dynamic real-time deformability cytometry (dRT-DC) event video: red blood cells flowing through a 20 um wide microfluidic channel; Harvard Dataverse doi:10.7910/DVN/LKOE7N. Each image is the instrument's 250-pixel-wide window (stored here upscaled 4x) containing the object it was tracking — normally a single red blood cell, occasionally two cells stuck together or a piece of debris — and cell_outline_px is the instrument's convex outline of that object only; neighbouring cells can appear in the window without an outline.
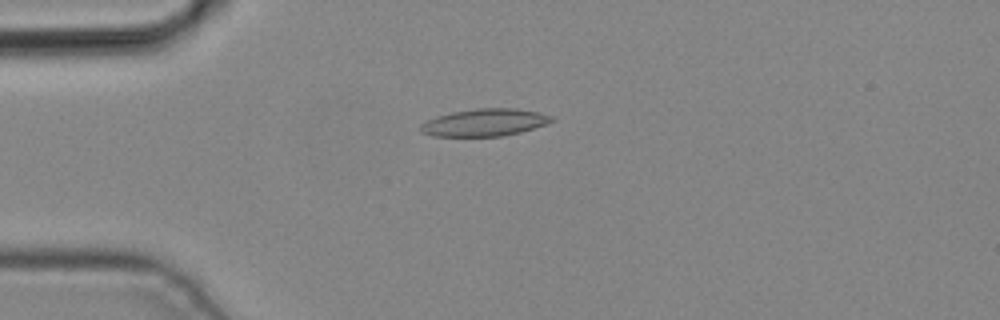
{"species": "common noctule bat (a hibernating species)", "species_latin": "Nyctalus noctula", "temperature_condition": "cold", "stored_images_in_passage": 5, "camera_frame_rate_fps": 3000, "um_per_image_px": 0.085, "animal": {"sex": "male", "body_mass_g": 19.2, "forearm_length_mm": 51.8}, "frame": {"image": 1, "passage_image": 4, "time_ms": 1.0, "image_size_px": [1000, 320], "cell_outline_px": [[556, 120], [520, 132], [500, 136], [436, 136], [420, 132], [420, 124], [436, 116], [452, 112], [476, 108], [516, 108], [536, 112], [552, 116]], "centroid_in_image_um": [41.16, 10.4], "position_along_channel_um": 43.8, "area_um2": 20.69}}